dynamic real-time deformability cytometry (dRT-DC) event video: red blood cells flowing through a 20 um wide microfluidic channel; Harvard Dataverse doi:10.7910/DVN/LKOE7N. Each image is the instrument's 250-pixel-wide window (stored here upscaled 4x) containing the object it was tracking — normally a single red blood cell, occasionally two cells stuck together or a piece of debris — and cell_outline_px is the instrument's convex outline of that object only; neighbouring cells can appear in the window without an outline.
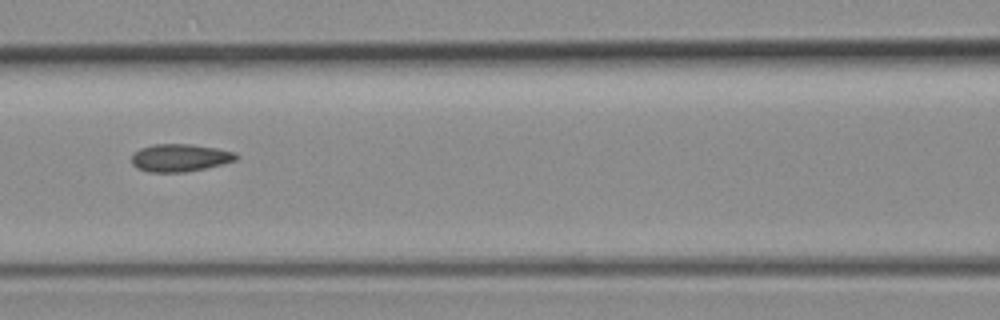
{"species": "common noctule bat (a hibernating species)", "species_latin": "Nyctalus noctula", "temperature_condition": "room temperature", "stored_images_in_passage": 7, "camera_frame_rate_fps": 3000, "um_per_image_px": 0.085, "animal": {"sex": "female", "body_mass_g": 19.3, "forearm_length_mm": 54.1}, "frame": {"image": 1, "passage_image": 7, "time_ms": 2.0, "image_size_px": [1000, 320], "cell_outline_px": [[240, 156], [236, 160], [204, 168], [184, 172], [148, 172], [136, 168], [132, 164], [132, 152], [140, 148], [152, 144], [192, 144], [216, 148], [236, 152]], "centroid_in_image_um": [15.26, 13.4], "position_along_channel_um": 151.3, "area_um2": 16.94}}